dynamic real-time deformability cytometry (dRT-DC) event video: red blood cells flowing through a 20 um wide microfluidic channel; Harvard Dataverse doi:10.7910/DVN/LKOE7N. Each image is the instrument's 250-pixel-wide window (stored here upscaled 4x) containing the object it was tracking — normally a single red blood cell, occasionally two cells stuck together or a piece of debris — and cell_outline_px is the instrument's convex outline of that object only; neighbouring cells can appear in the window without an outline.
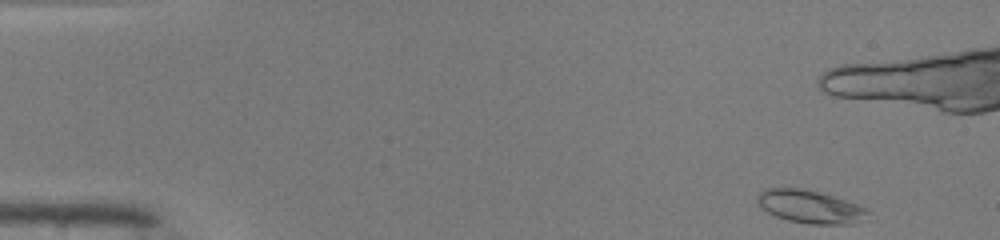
{"species": "common noctule bat (a hibernating species)", "species_latin": "Nyctalus noctula", "temperature_condition": "warm", "stored_images_in_passage": 24, "camera_frame_rate_fps": 3000, "um_per_image_px": 0.085, "animal": {"sex": "male", "body_mass_g": 19.0, "forearm_length_mm": 50.8}, "frame": {"image": 1, "passage_image": 1, "time_ms": 0.0, "image_size_px": [1000, 240], "cell_outline_px": [[872, 220], [856, 224], [808, 224], [788, 220], [776, 216], [768, 212], [756, 200], [760, 192], [764, 188], [804, 188], [832, 196], [868, 208]], "centroid_in_image_um": [68.97, 17.59], "position_along_channel_um": 16.0, "area_um2": 21.5}}
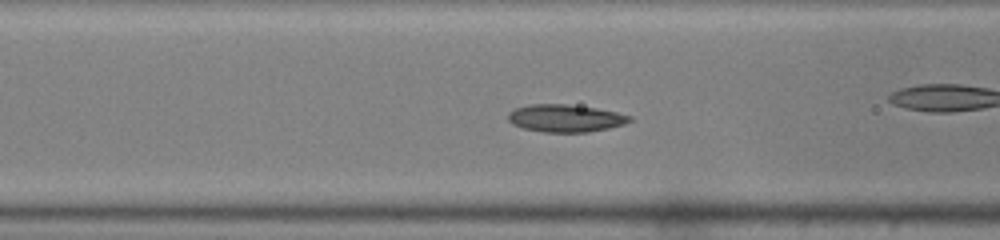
{"frame": {"image": 2, "passage_image": 17, "time_ms": 5.333, "image_size_px": [1000, 240], "cell_outline_px": [[632, 120], [624, 124], [608, 128], [588, 132], [544, 132], [524, 128], [512, 124], [508, 120], [508, 112], [516, 108], [528, 104], [568, 104], [596, 108], [616, 112], [632, 116]], "centroid_in_image_um": [48.05, 10.04], "position_along_channel_um": 118.6, "area_um2": 19.48}}
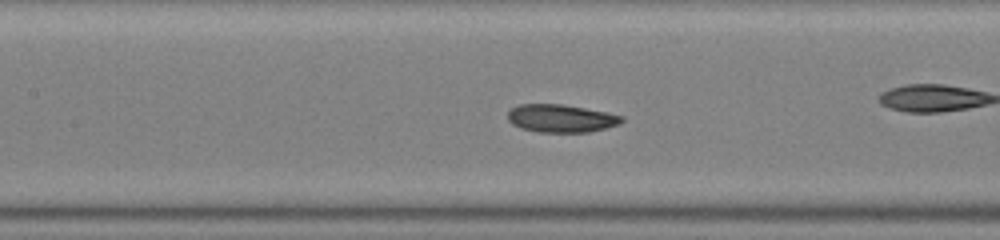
{"frame": {"image": 3, "passage_image": 20, "time_ms": 6.333, "image_size_px": [1000, 240], "cell_outline_px": [[624, 120], [620, 124], [588, 132], [536, 132], [520, 128], [512, 124], [508, 120], [508, 112], [512, 108], [520, 104], [560, 104], [584, 108], [624, 116]], "centroid_in_image_um": [47.67, 10.07], "position_along_channel_um": 159.7, "area_um2": 18.44}}